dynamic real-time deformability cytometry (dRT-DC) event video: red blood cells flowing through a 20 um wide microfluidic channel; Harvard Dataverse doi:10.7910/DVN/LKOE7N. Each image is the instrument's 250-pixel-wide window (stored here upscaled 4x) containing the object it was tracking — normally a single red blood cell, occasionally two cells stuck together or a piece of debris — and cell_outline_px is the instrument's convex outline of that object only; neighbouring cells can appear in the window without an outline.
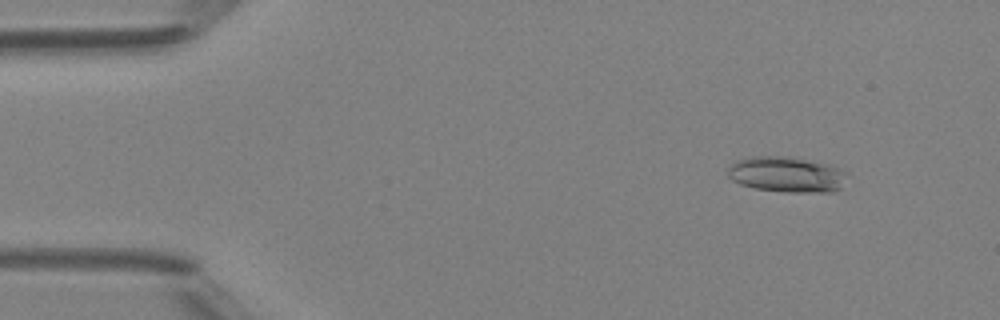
{"species": "Egyptian fruit bat (a non-hibernating species)", "species_latin": "Rousettus aegyptiacus", "temperature_condition": "room temperature", "stored_images_in_passage": 49, "camera_frame_rate_fps": 3000, "um_per_image_px": 0.085, "animal": {"sex": "female"}, "frame": {"image": 1, "passage_image": 6, "time_ms": 1.667, "image_size_px": [1000, 320], "cell_outline_px": [[848, 176], [840, 188], [832, 192], [784, 192], [756, 188], [740, 184], [732, 180], [728, 176], [728, 168], [736, 160], [752, 156], [788, 156], [828, 164], [840, 168], [848, 172]], "centroid_in_image_um": [66.89, 14.82], "position_along_channel_um": 18.1, "area_um2": 24.91}}
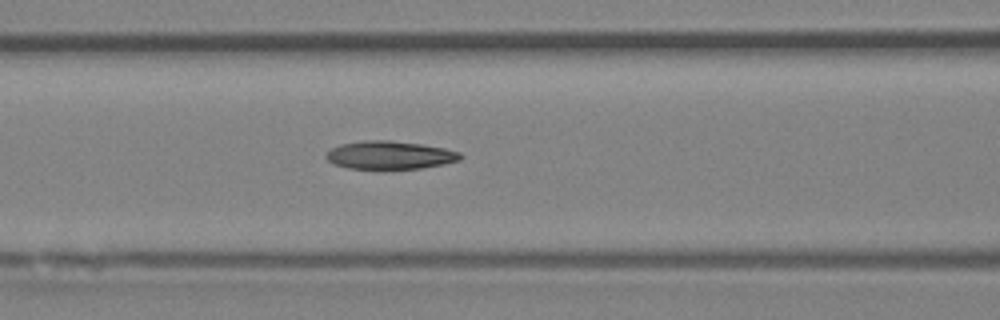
{"frame": {"image": 2, "passage_image": 21, "time_ms": 6.667, "image_size_px": [1000, 320], "cell_outline_px": [[464, 156], [460, 160], [444, 164], [420, 168], [348, 168], [332, 164], [324, 156], [332, 148], [340, 144], [368, 140], [388, 140], [420, 144], [444, 148], [460, 152]], "centroid_in_image_um": [33.14, 13.18], "position_along_channel_um": 133.5, "area_um2": 21.79}}
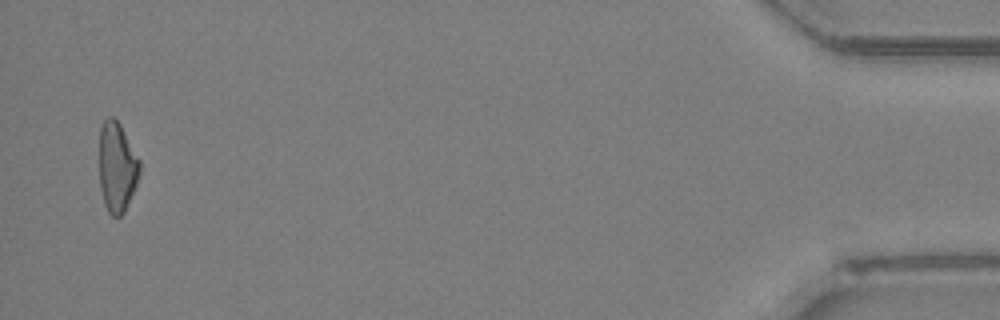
{"frame": {"image": 3, "passage_image": 48, "time_ms": 15.667, "image_size_px": [1000, 320], "cell_outline_px": [[140, 172], [136, 184], [124, 212], [120, 216], [112, 216], [108, 212], [104, 204], [100, 188], [100, 124], [108, 116], [112, 116], [120, 124], [140, 160]], "centroid_in_image_um": [9.94, 14.19], "position_along_channel_um": 425.3, "area_um2": 21.1}, "authors_computed_cell_mechanics": {"area_um2": 22.3108, "velocity_mm_per_s": 4.2417, "shape_relaxation_time_tau1_ms": 8.1917, "shape_relaxation_time_tau2_ms": 5.7594, "deformation_change_tau1": 0.2136, "deformation_change_tau2": 0.1671}}